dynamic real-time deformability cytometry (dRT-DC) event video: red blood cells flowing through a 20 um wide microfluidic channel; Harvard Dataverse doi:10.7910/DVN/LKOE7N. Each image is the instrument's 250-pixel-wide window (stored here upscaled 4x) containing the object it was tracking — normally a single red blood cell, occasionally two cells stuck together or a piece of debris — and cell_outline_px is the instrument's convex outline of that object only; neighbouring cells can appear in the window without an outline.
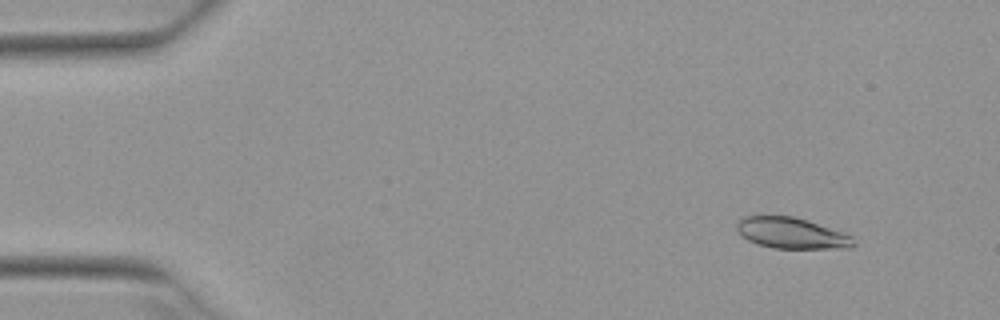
{"species": "Egyptian fruit bat (a non-hibernating species)", "species_latin": "Rousettus aegyptiacus", "temperature_condition": "warm", "stored_images_in_passage": 52, "camera_frame_rate_fps": 3000, "um_per_image_px": 0.085, "animal": {"sex": "female"}, "frame": {"image": 1, "passage_image": 5, "time_ms": 1.333, "image_size_px": [1000, 320], "cell_outline_px": [[856, 244], [852, 248], [772, 248], [756, 244], [748, 240], [736, 228], [736, 224], [744, 216], [792, 216], [844, 232], [852, 236]], "centroid_in_image_um": [67.31, 19.83], "position_along_channel_um": 17.7, "area_um2": 20.92}}
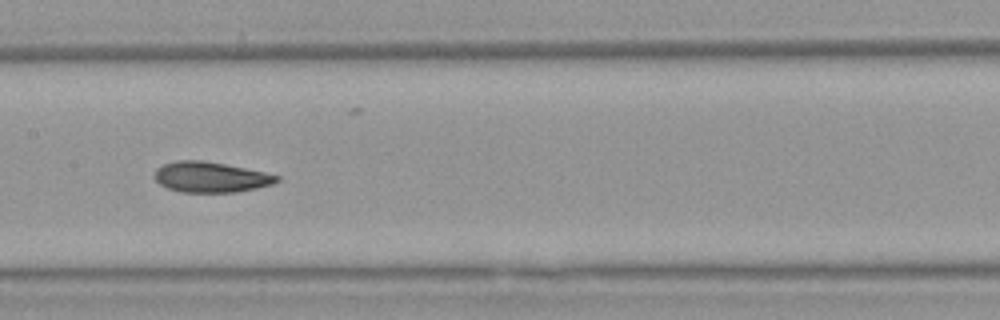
{"frame": {"image": 2, "passage_image": 26, "time_ms": 8.333, "image_size_px": [1000, 320], "cell_outline_px": [[280, 180], [272, 184], [256, 188], [236, 192], [180, 192], [168, 188], [160, 184], [152, 176], [156, 168], [164, 164], [176, 160], [200, 160], [224, 164], [264, 172], [280, 176]], "centroid_in_image_um": [17.87, 15.05], "position_along_channel_um": 189.5, "area_um2": 21.68}}
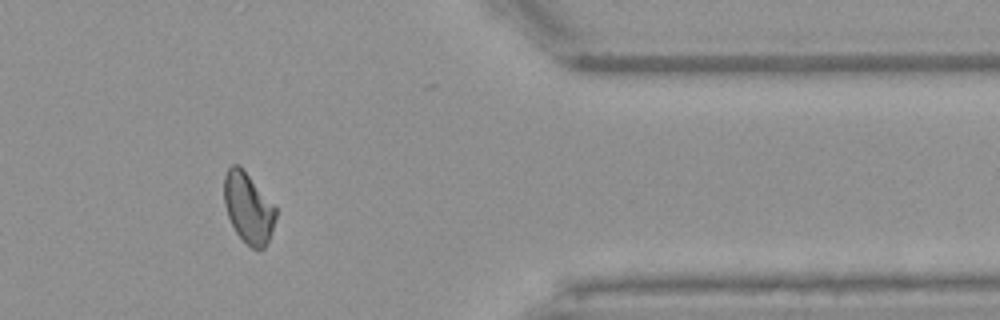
{"frame": {"image": 3, "passage_image": 43, "time_ms": 14.0, "image_size_px": [1000, 320], "cell_outline_px": [[276, 216], [268, 240], [264, 248], [252, 248], [236, 232], [228, 216], [224, 204], [224, 176], [228, 168], [232, 164], [236, 164], [248, 176], [276, 208]], "centroid_in_image_um": [21.08, 17.68], "position_along_channel_um": 390.3, "area_um2": 20.4}, "authors_computed_cell_mechanics": {"area_um2": 21.6461, "velocity_mm_per_s": 3.9241, "shape_relaxation_time_tau1_ms": 8.8465, "shape_relaxation_time_tau2_ms": 3.0746, "deformation_change_tau1": 0.1954, "deformation_change_tau2": 0.086}}